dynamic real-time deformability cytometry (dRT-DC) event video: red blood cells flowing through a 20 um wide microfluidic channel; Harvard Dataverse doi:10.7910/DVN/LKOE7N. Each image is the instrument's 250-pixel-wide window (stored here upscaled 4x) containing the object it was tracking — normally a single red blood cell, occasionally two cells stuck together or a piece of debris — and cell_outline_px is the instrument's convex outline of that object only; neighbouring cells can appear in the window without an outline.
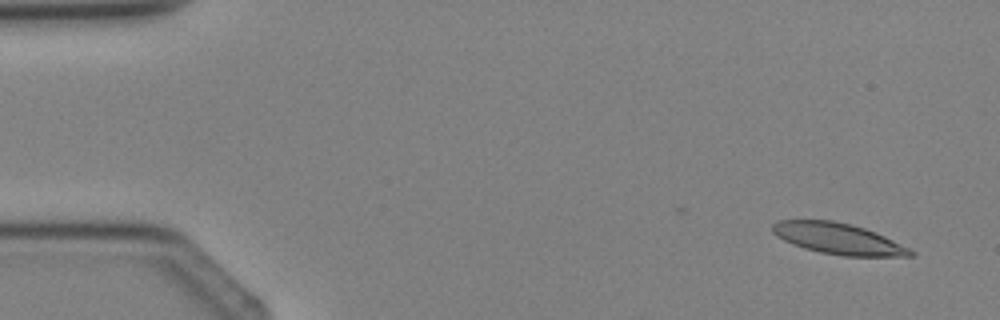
{"species": "Egyptian fruit bat (a non-hibernating species)", "species_latin": "Rousettus aegyptiacus", "temperature_condition": "cold", "stored_images_in_passage": 4, "segment_of_instrument_passage": [2, 2], "camera_frame_rate_fps": 3000, "um_per_image_px": 0.085, "animal": {"sex": "female"}, "frame": {"image": 1, "passage_image": 4, "time_ms": 3.333, "image_size_px": [1000, 320], "cell_outline_px": [[916, 256], [844, 256], [820, 252], [804, 248], [792, 244], [776, 236], [772, 232], [772, 224], [776, 220], [832, 220], [852, 224], [864, 228], [884, 236], [912, 248], [916, 252]], "centroid_in_image_um": [71.27, 20.29], "position_along_channel_um": 13.7, "area_um2": 25.14}}